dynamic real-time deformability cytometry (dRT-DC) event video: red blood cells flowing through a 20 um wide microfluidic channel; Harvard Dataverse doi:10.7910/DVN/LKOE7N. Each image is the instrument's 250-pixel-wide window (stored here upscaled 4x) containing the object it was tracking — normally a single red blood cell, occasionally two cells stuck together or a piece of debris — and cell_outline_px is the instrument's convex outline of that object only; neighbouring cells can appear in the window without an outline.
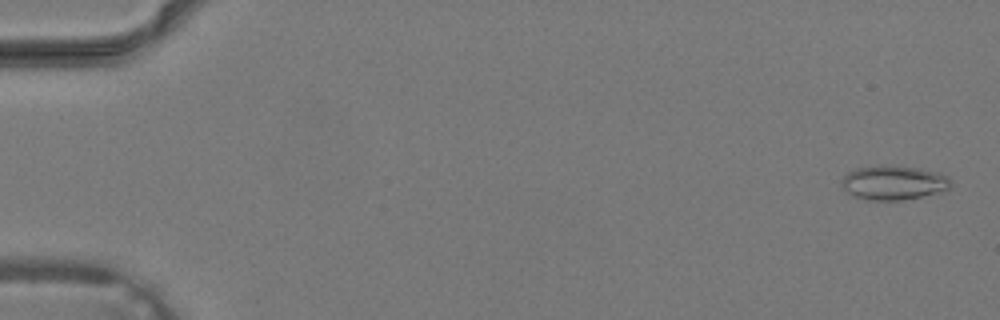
{"species": "common noctule bat (a hibernating species)", "species_latin": "Nyctalus noctula", "temperature_condition": "warm", "stored_images_in_passage": 40, "camera_frame_rate_fps": 3000, "um_per_image_px": 0.085, "animal": {"sex": "male", "body_mass_g": 19.2, "forearm_length_mm": 51.8}, "frame": {"image": 1, "passage_image": 2, "time_ms": 0.333, "image_size_px": [1000, 320], "cell_outline_px": [[952, 188], [940, 192], [904, 200], [868, 200], [852, 196], [840, 188], [840, 180], [848, 172], [856, 168], [880, 164], [888, 164], [920, 168], [940, 172], [948, 176], [952, 180]], "centroid_in_image_um": [75.95, 15.51], "position_along_channel_um": 9.1, "area_um2": 22.6}}
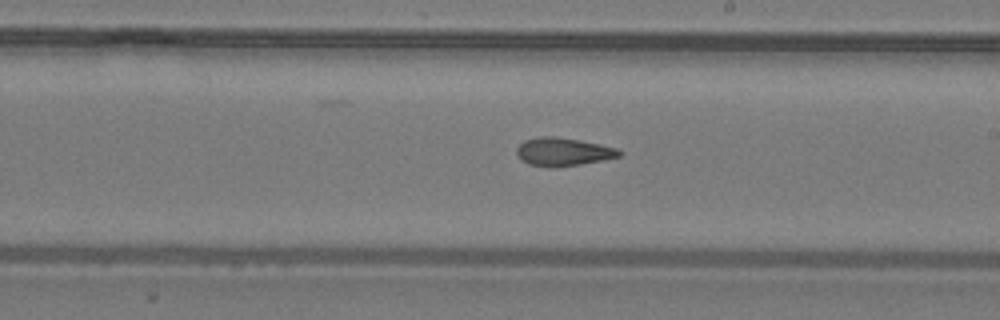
{"frame": {"image": 2, "passage_image": 24, "time_ms": 7.667, "image_size_px": [1000, 320], "cell_outline_px": [[624, 152], [620, 156], [580, 164], [552, 168], [528, 164], [520, 160], [516, 152], [516, 148], [524, 140], [540, 136], [552, 136], [580, 140], [616, 148]], "centroid_in_image_um": [47.82, 12.9], "position_along_channel_um": 241.2, "area_um2": 16.82}}
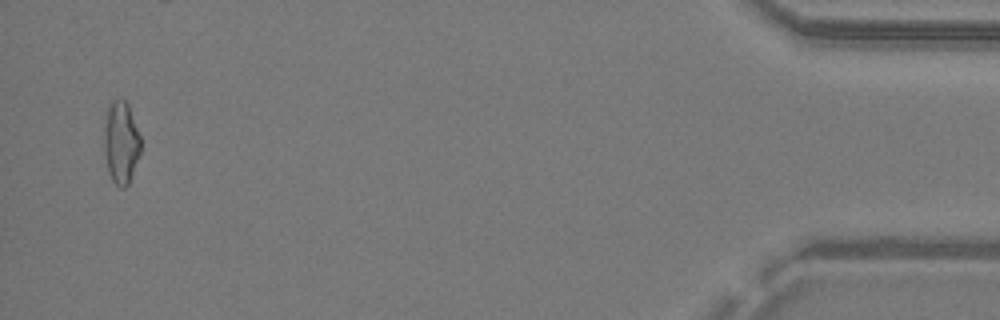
{"frame": {"image": 3, "passage_image": 39, "time_ms": 12.667, "image_size_px": [1000, 320], "cell_outline_px": [[140, 152], [128, 184], [124, 188], [120, 188], [112, 180], [108, 172], [104, 148], [104, 128], [108, 108], [112, 100], [124, 100], [128, 104], [140, 136]], "centroid_in_image_um": [10.28, 12.12], "position_along_channel_um": 424.9, "area_um2": 17.28}}